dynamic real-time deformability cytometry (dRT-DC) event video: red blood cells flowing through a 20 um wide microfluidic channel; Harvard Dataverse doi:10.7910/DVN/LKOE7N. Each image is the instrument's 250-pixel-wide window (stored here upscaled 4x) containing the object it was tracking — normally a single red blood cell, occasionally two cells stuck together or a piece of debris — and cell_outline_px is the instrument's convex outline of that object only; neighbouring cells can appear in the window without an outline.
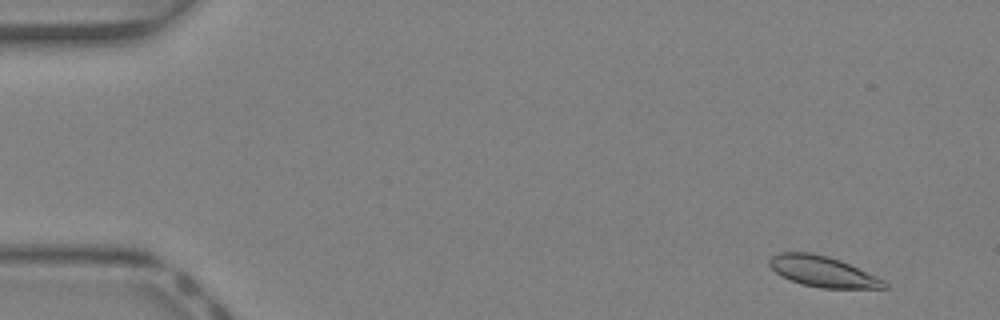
{"species": "Egyptian fruit bat (a non-hibernating species)", "species_latin": "Rousettus aegyptiacus", "temperature_condition": "warm", "stored_images_in_passage": 42, "camera_frame_rate_fps": 3000, "um_per_image_px": 0.085, "animal": {"sex": "female"}, "frame": {"image": 1, "passage_image": 3, "time_ms": 0.667, "image_size_px": [1000, 320], "cell_outline_px": [[888, 288], [820, 288], [800, 284], [780, 276], [768, 264], [768, 260], [772, 256], [780, 252], [812, 252], [828, 256], [840, 260], [884, 280], [888, 284]], "centroid_in_image_um": [69.9, 23.08], "position_along_channel_um": 15.1, "area_um2": 20.58}}
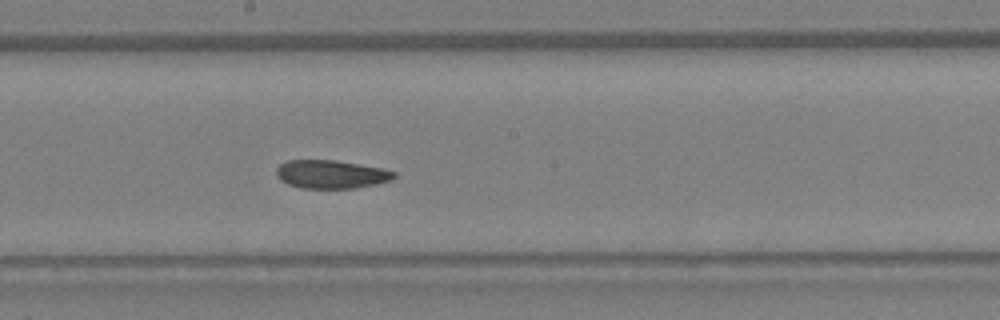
{"frame": {"image": 2, "passage_image": 23, "time_ms": 7.333, "image_size_px": [1000, 320], "cell_outline_px": [[396, 176], [392, 180], [376, 184], [356, 188], [304, 188], [288, 184], [280, 180], [276, 176], [276, 168], [280, 164], [288, 160], [336, 160], [380, 168], [396, 172]], "centroid_in_image_um": [28.13, 14.81], "position_along_channel_um": 220.1, "area_um2": 19.42}}
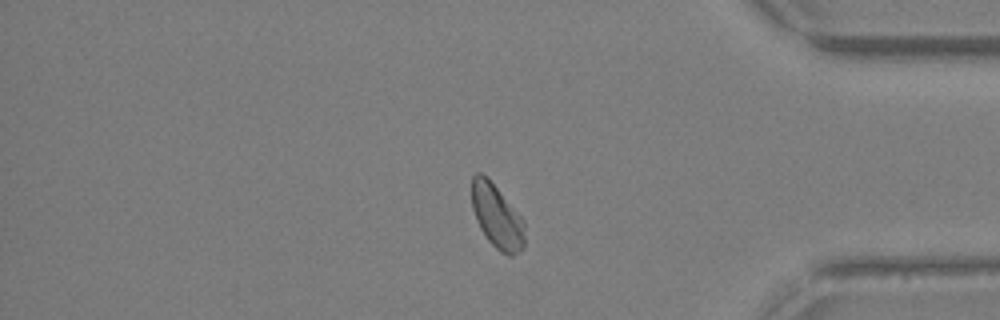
{"frame": {"image": 3, "passage_image": 35, "time_ms": 11.333, "image_size_px": [1000, 320], "cell_outline_px": [[524, 248], [512, 256], [508, 256], [500, 252], [488, 240], [480, 228], [476, 220], [472, 208], [472, 176], [476, 172], [480, 172], [496, 188], [524, 220]], "centroid_in_image_um": [42.23, 18.44], "position_along_channel_um": 393.0, "area_um2": 19.36}, "authors_computed_cell_mechanics": {"area_um2": 20.4612, "velocity_mm_per_s": 4.9238, "shape_relaxation_time_tau1_ms": 4.9151, "shape_relaxation_time_tau2_ms": 3.7475, "deformation_change_tau1": 0.1651, "deformation_change_tau2": 0.089}}